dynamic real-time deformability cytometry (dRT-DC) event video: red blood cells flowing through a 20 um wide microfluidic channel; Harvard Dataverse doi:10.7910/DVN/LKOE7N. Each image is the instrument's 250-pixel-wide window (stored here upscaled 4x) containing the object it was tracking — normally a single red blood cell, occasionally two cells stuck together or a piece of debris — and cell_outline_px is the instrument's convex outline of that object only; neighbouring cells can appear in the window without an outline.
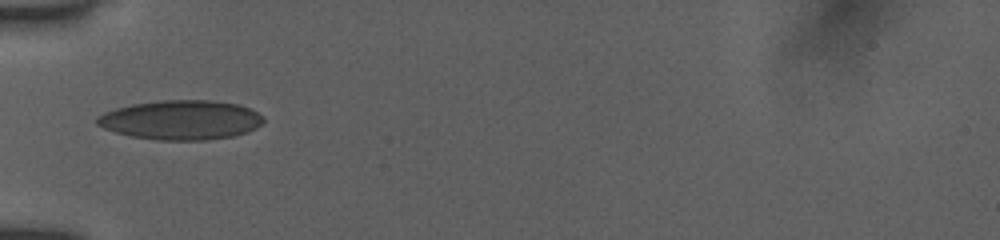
{"species": "human", "species_latin": "Homo sapiens", "temperature_condition": "room temperature", "stored_images_in_passage": 6, "camera_frame_rate_fps": 3000, "um_per_image_px": 0.085, "donor": {"sex": "female"}, "frame": {"image": 1, "passage_image": 1, "time_ms": 0.0, "image_size_px": [1000, 240], "cell_outline_px": [[264, 120], [260, 124], [248, 132], [232, 136], [204, 140], [156, 140], [132, 136], [116, 132], [104, 128], [96, 124], [96, 116], [104, 112], [116, 108], [132, 104], [160, 100], [208, 100], [236, 104], [248, 108], [264, 116]], "centroid_in_image_um": [15.35, 10.19], "position_along_channel_um": 69.7, "area_um2": 38.09}}
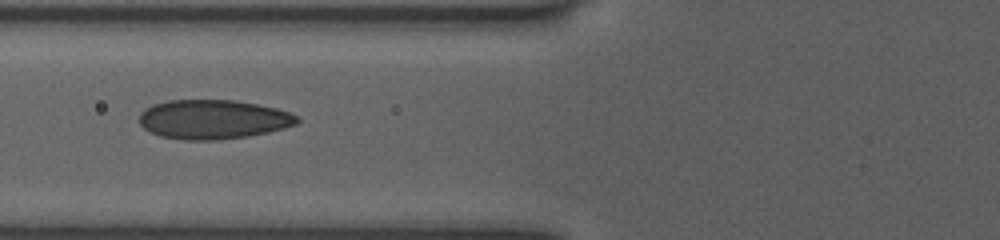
{"frame": {"image": 2, "passage_image": 4, "time_ms": 1.0, "image_size_px": [1000, 240], "cell_outline_px": [[300, 120], [296, 124], [284, 128], [268, 132], [248, 136], [220, 140], [184, 140], [160, 136], [144, 128], [140, 124], [140, 112], [144, 108], [152, 104], [168, 100], [232, 100], [256, 104], [276, 108], [288, 112], [296, 116]], "centroid_in_image_um": [18.09, 10.15], "position_along_channel_um": 107.7, "area_um2": 36.13}}